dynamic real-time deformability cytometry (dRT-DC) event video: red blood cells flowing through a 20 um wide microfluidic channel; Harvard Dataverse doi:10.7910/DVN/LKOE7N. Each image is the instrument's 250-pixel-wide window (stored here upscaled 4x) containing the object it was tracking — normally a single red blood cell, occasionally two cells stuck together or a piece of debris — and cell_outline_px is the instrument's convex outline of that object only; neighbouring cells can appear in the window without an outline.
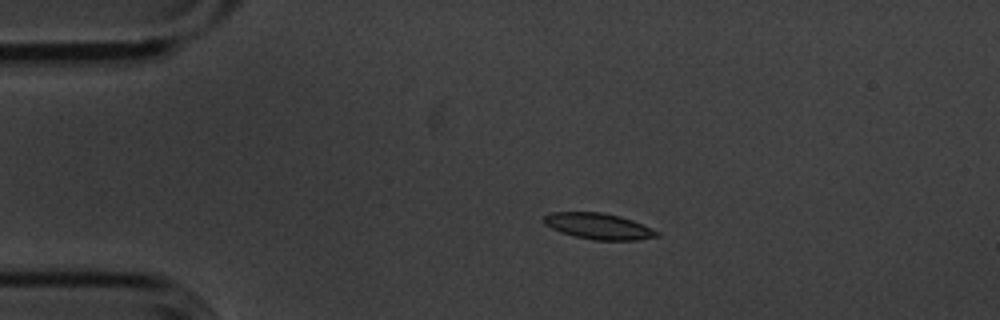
{"species": "common noctule bat (a hibernating species)", "species_latin": "Nyctalus noctula", "temperature_condition": "cold", "stored_images_in_passage": 6, "camera_frame_rate_fps": 3000, "um_per_image_px": 0.085, "animal": {"sex": "male", "body_mass_g": 20.1, "forearm_length_mm": 53.5}, "frame": {"image": 1, "passage_image": 4, "time_ms": 1.0, "image_size_px": [1000, 320], "cell_outline_px": [[660, 236], [636, 240], [592, 240], [560, 232], [544, 224], [544, 216], [552, 212], [604, 212], [620, 216], [632, 220], [652, 228], [660, 232]], "centroid_in_image_um": [50.9, 19.23], "position_along_channel_um": 34.1, "area_um2": 17.17}}
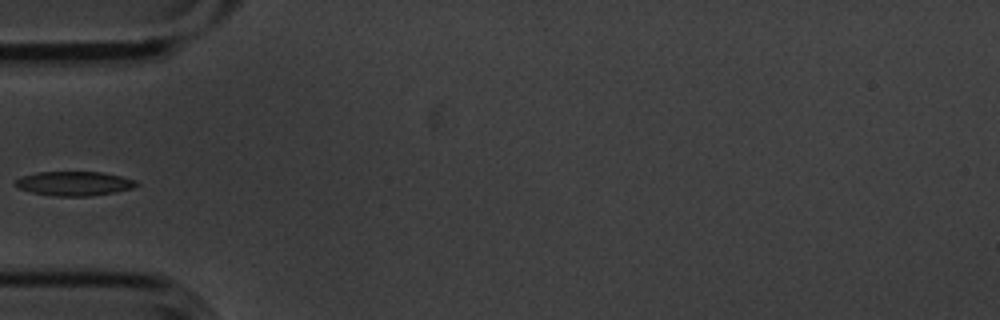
{"frame": {"image": 2, "passage_image": 6, "time_ms": 1.667, "image_size_px": [1000, 320], "cell_outline_px": [[140, 184], [132, 188], [116, 192], [88, 196], [56, 196], [32, 192], [20, 188], [16, 184], [16, 180], [24, 176], [36, 172], [100, 172], [120, 176], [136, 180]], "centroid_in_image_um": [6.36, 15.6], "position_along_channel_um": 78.6, "area_um2": 16.88}}